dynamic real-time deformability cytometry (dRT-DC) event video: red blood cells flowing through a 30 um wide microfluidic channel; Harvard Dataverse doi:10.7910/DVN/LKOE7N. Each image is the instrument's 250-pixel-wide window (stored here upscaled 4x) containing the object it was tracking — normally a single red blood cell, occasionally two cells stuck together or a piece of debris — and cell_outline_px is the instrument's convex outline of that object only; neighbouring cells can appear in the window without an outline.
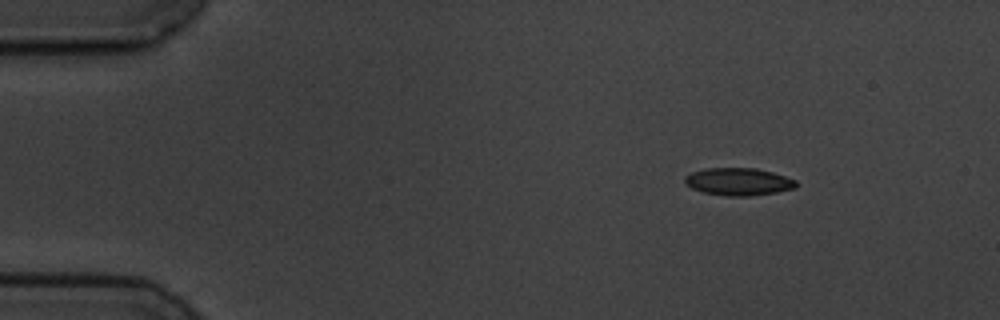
{"species": "common noctule bat (a hibernating species)", "species_latin": "Nyctalus noctula", "temperature_condition": "cold", "stored_images_in_passage": 10, "camera_frame_rate_fps": 3000, "um_per_image_px": 0.085, "animal": {"sex": "male", "body_mass_g": 19.5, "forearm_length_mm": 54.6}, "frame": {"image": 1, "passage_image": 1, "time_ms": 0.0, "image_size_px": [1000, 320], "cell_outline_px": [[796, 188], [776, 192], [748, 196], [728, 196], [704, 192], [692, 188], [684, 180], [684, 176], [692, 172], [708, 168], [756, 168], [772, 172], [796, 180]], "centroid_in_image_um": [62.78, 15.44], "position_along_channel_um": 22.2, "area_um2": 17.63}}
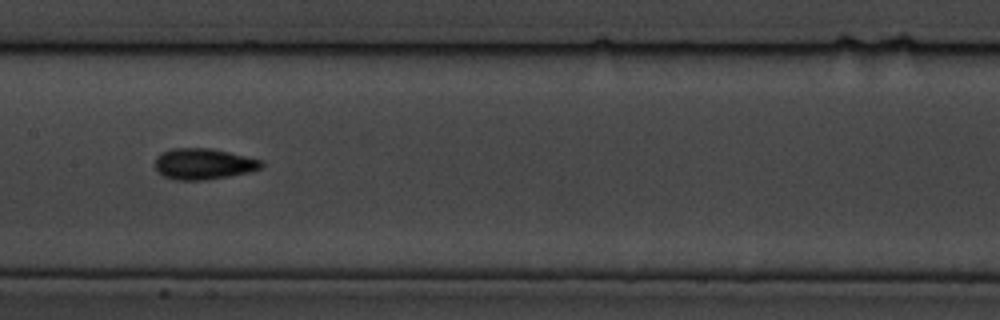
{"frame": {"image": 2, "passage_image": 7, "time_ms": 7.0, "image_size_px": [1000, 320], "cell_outline_px": [[264, 164], [260, 168], [252, 172], [204, 180], [176, 180], [164, 176], [156, 168], [156, 156], [172, 148], [212, 148], [264, 160]], "centroid_in_image_um": [17.35, 13.93], "position_along_channel_um": 190.1, "area_um2": 19.25}}
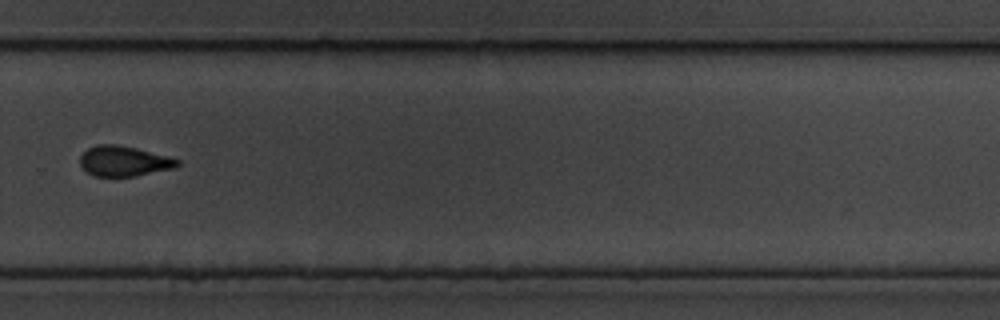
{"frame": {"image": 3, "passage_image": 10, "time_ms": 10.667, "image_size_px": [1000, 320], "cell_outline_px": [[180, 164], [176, 168], [136, 176], [92, 176], [80, 164], [80, 156], [88, 148], [96, 144], [116, 144], [136, 148], [168, 156], [180, 160]], "centroid_in_image_um": [10.55, 13.69], "position_along_channel_um": 319.2, "area_um2": 17.22}}